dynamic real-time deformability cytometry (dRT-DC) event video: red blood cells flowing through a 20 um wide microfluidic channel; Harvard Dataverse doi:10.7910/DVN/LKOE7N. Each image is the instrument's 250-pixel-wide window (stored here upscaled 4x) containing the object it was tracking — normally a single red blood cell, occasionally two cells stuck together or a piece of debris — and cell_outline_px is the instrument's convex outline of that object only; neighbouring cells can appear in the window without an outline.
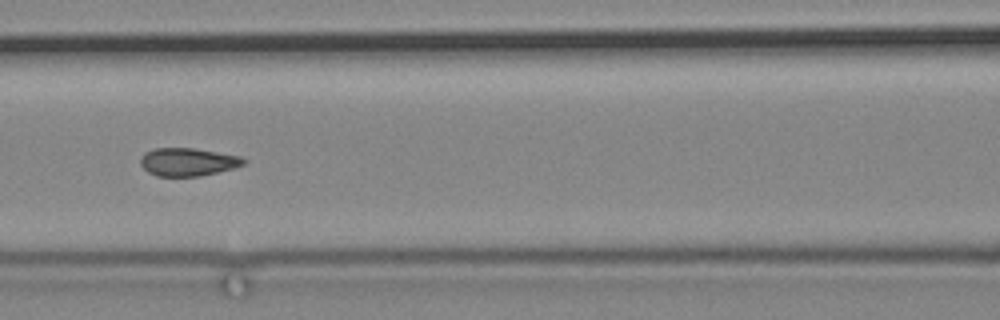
{"species": "common noctule bat (a hibernating species)", "species_latin": "Nyctalus noctula", "temperature_condition": "cold", "stored_images_in_passage": 79, "camera_frame_rate_fps": 3000, "um_per_image_px": 0.085, "animal": {"sex": "male", "body_mass_g": 19.2, "forearm_length_mm": 51.8}, "frame": {"image": 1, "passage_image": 44, "time_ms": 14.333, "image_size_px": [1000, 320], "cell_outline_px": [[248, 160], [244, 164], [236, 168], [200, 176], [156, 176], [148, 172], [140, 164], [140, 156], [144, 152], [152, 148], [192, 148], [240, 156]], "centroid_in_image_um": [15.96, 13.76], "position_along_channel_um": 150.6, "area_um2": 16.99}}
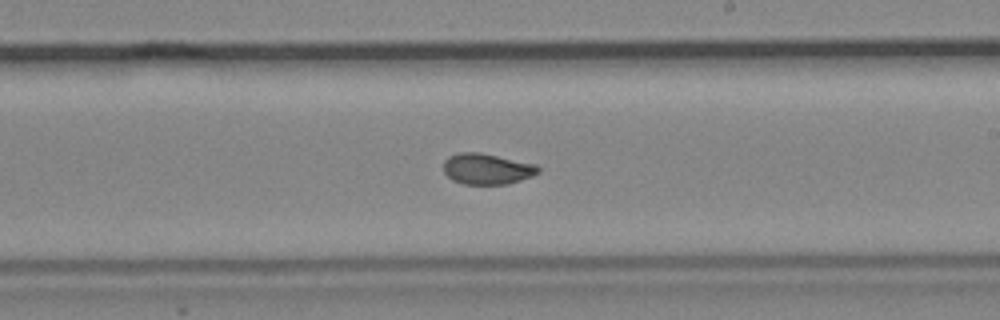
{"frame": {"image": 2, "passage_image": 53, "time_ms": 17.333, "image_size_px": [1000, 320], "cell_outline_px": [[540, 172], [532, 176], [508, 184], [464, 184], [452, 180], [444, 172], [444, 160], [448, 156], [456, 152], [480, 152], [536, 164], [540, 168]], "centroid_in_image_um": [41.38, 14.35], "position_along_channel_um": 247.6, "area_um2": 17.17}}
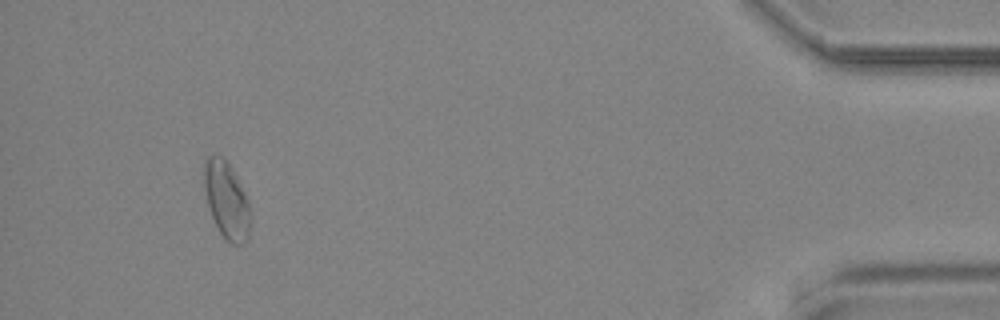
{"frame": {"image": 3, "passage_image": 75, "time_ms": 24.667, "image_size_px": [1000, 320], "cell_outline_px": [[252, 216], [248, 236], [244, 244], [232, 244], [220, 232], [212, 216], [208, 204], [204, 188], [204, 156], [216, 152], [224, 156], [232, 168], [248, 200]], "centroid_in_image_um": [19.26, 16.93], "position_along_channel_um": 415.9, "area_um2": 21.04}}